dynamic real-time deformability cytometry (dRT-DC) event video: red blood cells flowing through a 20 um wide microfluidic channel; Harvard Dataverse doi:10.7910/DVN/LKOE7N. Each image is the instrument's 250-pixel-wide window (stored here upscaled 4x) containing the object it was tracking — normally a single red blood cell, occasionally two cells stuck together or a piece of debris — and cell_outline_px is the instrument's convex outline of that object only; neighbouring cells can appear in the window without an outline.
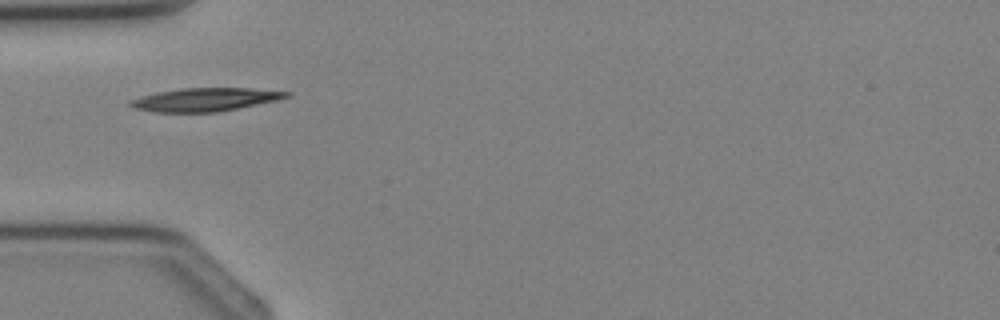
{"species": "Egyptian fruit bat (a non-hibernating species)", "species_latin": "Rousettus aegyptiacus", "temperature_condition": "cold", "stored_images_in_passage": 2, "camera_frame_rate_fps": 3000, "um_per_image_px": 0.085, "animal": {"sex": "female"}, "frame": {"image": 1, "passage_image": 2, "time_ms": 1.0, "image_size_px": [1000, 320], "cell_outline_px": [[292, 96], [276, 100], [240, 108], [220, 112], [156, 112], [136, 108], [128, 104], [132, 100], [156, 92], [180, 88], [248, 88], [292, 92]], "centroid_in_image_um": [17.5, 8.46], "position_along_channel_um": 67.5, "area_um2": 21.04}}